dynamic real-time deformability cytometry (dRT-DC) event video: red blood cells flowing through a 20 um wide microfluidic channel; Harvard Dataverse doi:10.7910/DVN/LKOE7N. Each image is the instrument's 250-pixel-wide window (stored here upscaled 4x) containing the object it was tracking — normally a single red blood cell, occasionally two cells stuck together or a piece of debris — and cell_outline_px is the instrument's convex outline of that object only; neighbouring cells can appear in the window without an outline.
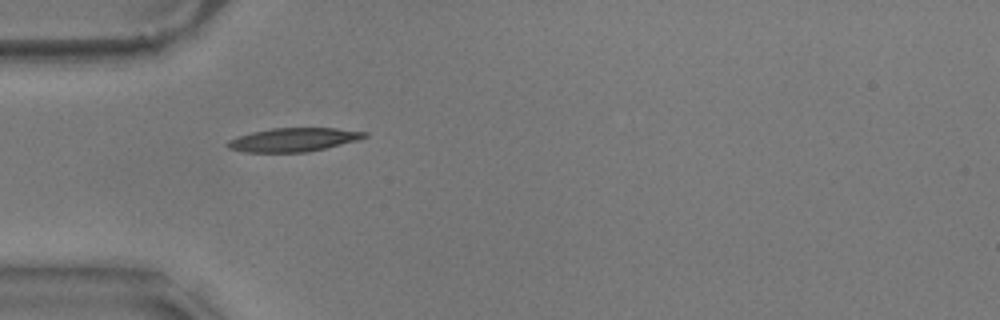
{"species": "common noctule bat (a hibernating species)", "species_latin": "Nyctalus noctula", "temperature_condition": "warm", "stored_images_in_passage": 26, "camera_frame_rate_fps": 3000, "um_per_image_px": 0.085, "animal": {"sex": "male", "body_mass_g": 17.9}, "frame": {"image": 1, "passage_image": 1, "time_ms": 0.0, "image_size_px": [1000, 320], "cell_outline_px": [[368, 136], [360, 140], [308, 152], [244, 152], [228, 148], [224, 144], [228, 140], [236, 136], [252, 132], [272, 128], [336, 128], [368, 132]], "centroid_in_image_um": [24.94, 11.87], "position_along_channel_um": 60.1, "area_um2": 19.07}}
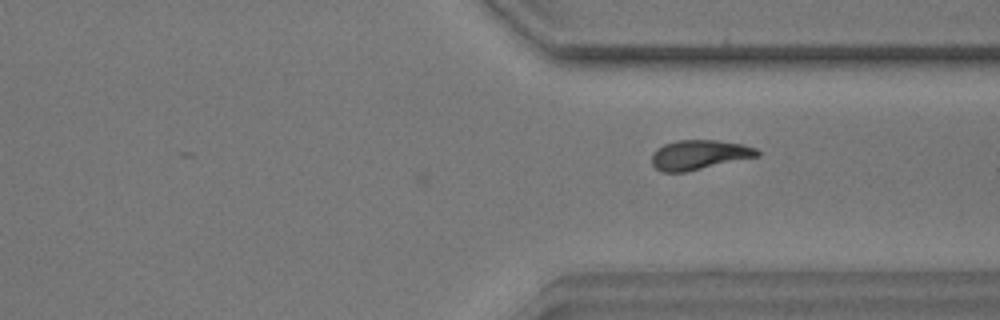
{"frame": {"image": 2, "passage_image": 26, "time_ms": 8.333, "image_size_px": [1000, 320], "cell_outline_px": [[760, 156], [684, 172], [660, 172], [652, 164], [652, 152], [656, 148], [664, 144], [676, 140], [716, 140], [744, 144], [756, 148], [760, 152]], "centroid_in_image_um": [59.42, 13.15], "position_along_channel_um": 352.0, "area_um2": 18.32}}